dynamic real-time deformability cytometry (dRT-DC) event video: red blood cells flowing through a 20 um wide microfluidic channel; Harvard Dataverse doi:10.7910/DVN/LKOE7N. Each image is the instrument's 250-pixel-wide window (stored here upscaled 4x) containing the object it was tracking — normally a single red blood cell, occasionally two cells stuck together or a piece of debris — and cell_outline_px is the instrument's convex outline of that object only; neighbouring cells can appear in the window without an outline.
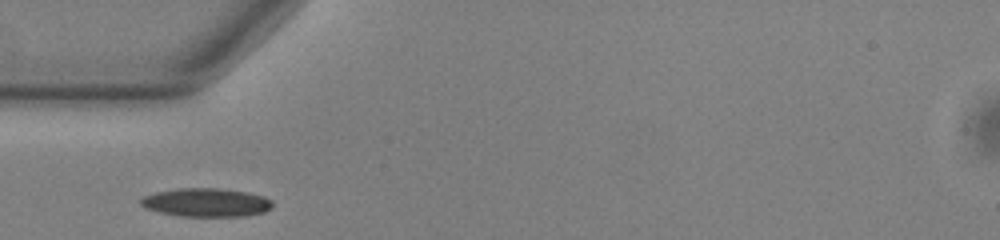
{"species": "common noctule bat (a hibernating species)", "species_latin": "Nyctalus noctula", "temperature_condition": "warm", "stored_images_in_passage": 34, "camera_frame_rate_fps": 3000, "um_per_image_px": 0.085, "animal": {"sex": "male", "body_mass_g": 13.0, "forearm_length_mm": 53.1}, "frame": {"image": 1, "passage_image": 1, "time_ms": 0.0, "image_size_px": [1000, 240], "cell_outline_px": [[272, 208], [264, 212], [244, 216], [180, 216], [160, 212], [148, 208], [140, 204], [140, 200], [144, 196], [156, 192], [180, 188], [220, 188], [248, 192], [264, 196], [272, 200]], "centroid_in_image_um": [17.57, 17.2], "position_along_channel_um": 67.4, "area_um2": 21.85}}
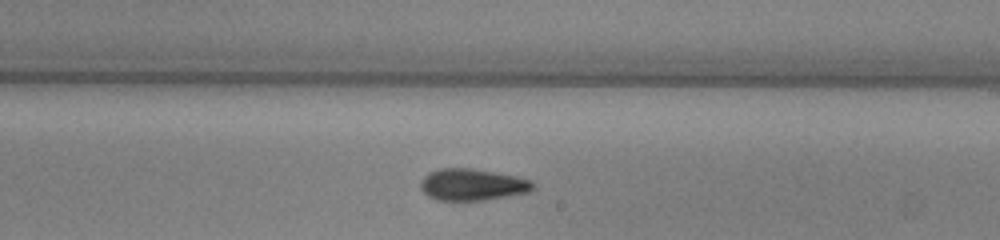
{"frame": {"image": 2, "passage_image": 15, "time_ms": 4.667, "image_size_px": [1000, 240], "cell_outline_px": [[536, 188], [528, 192], [484, 200], [436, 200], [428, 196], [420, 188], [420, 180], [428, 172], [440, 168], [472, 168], [516, 176], [532, 180]], "centroid_in_image_um": [40.13, 15.68], "position_along_channel_um": 248.9, "area_um2": 20.87}}
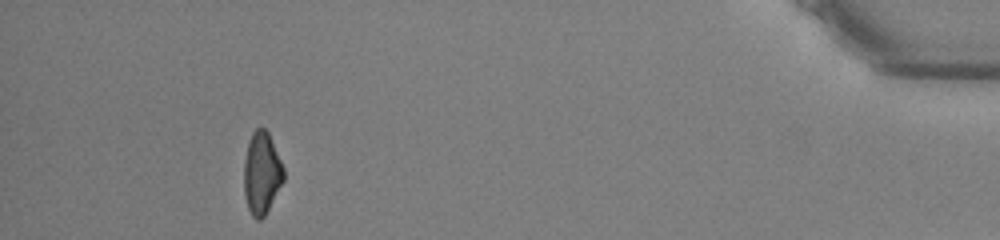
{"frame": {"image": 3, "passage_image": 33, "time_ms": 10.667, "image_size_px": [1000, 240], "cell_outline_px": [[284, 180], [264, 216], [260, 220], [256, 220], [252, 216], [248, 208], [244, 196], [244, 160], [248, 140], [252, 132], [256, 128], [264, 128], [268, 132], [284, 168]], "centroid_in_image_um": [22.23, 14.71], "position_along_channel_um": 413.0, "area_um2": 19.02}}